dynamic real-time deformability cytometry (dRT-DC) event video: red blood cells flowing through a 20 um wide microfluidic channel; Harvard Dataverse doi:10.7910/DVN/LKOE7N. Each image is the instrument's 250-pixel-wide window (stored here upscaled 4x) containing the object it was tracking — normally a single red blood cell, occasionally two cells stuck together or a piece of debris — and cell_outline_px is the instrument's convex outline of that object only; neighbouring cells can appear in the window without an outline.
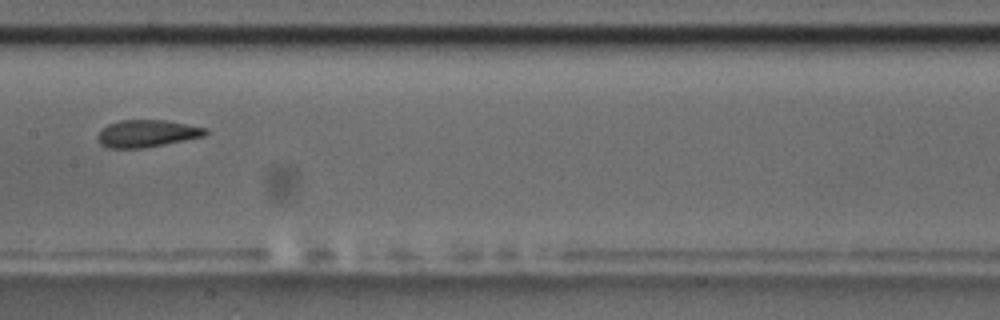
{"species": "common noctule bat (a hibernating species)", "species_latin": "Nyctalus noctula", "temperature_condition": "room temperature", "stored_images_in_passage": 10, "camera_frame_rate_fps": 3000, "um_per_image_px": 0.085, "animal": {"sex": "male", "body_mass_g": 17.5, "forearm_length_mm": 52.3}, "frame": {"image": 1, "passage_image": 9, "time_ms": 2.667, "image_size_px": [1000, 320], "cell_outline_px": [[208, 132], [204, 136], [144, 148], [108, 148], [100, 144], [96, 136], [108, 124], [120, 120], [164, 120], [208, 128]], "centroid_in_image_um": [12.48, 11.35], "position_along_channel_um": 194.9, "area_um2": 16.99}}
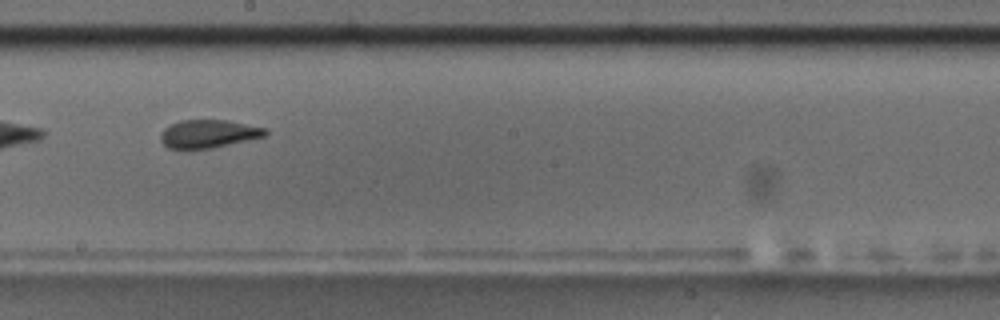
{"frame": {"image": 2, "passage_image": 10, "time_ms": 3.0, "image_size_px": [1000, 320], "cell_outline_px": [[268, 132], [264, 136], [212, 148], [184, 152], [168, 148], [160, 140], [160, 132], [164, 128], [180, 120], [224, 120], [268, 128]], "centroid_in_image_um": [17.64, 11.41], "position_along_channel_um": 230.6, "area_um2": 17.57}}